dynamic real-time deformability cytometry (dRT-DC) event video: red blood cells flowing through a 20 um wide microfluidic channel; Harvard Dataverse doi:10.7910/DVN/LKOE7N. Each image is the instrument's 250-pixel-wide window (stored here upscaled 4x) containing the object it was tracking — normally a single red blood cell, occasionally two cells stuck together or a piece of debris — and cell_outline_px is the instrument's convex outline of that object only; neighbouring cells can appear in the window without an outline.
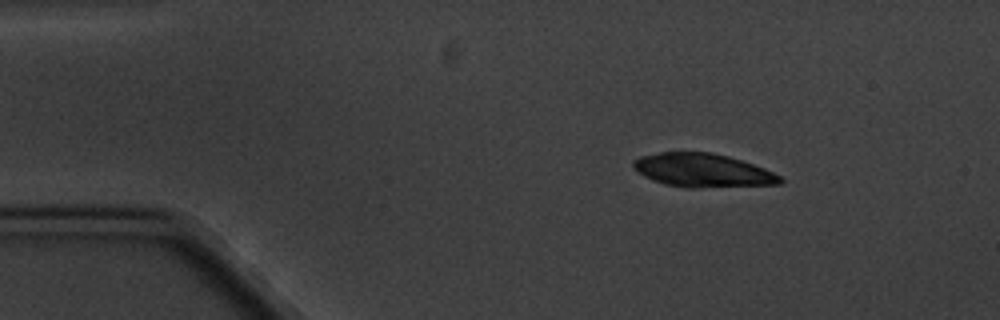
{"species": "common noctule bat (a hibernating species)", "species_latin": "Nyctalus noctula", "temperature_condition": "cold", "stored_images_in_passage": 8, "camera_frame_rate_fps": 3000, "um_per_image_px": 0.085, "animal": {"sex": "male", "body_mass_g": 20.1, "forearm_length_mm": 53.5}, "frame": {"image": 1, "passage_image": 2, "time_ms": 1.333, "image_size_px": [1000, 320], "cell_outline_px": [[784, 180], [780, 184], [692, 188], [688, 188], [664, 184], [652, 180], [644, 176], [632, 168], [632, 160], [640, 156], [660, 152], [712, 152], [728, 156], [764, 168], [780, 176]], "centroid_in_image_um": [59.68, 14.48], "position_along_channel_um": 25.3, "area_um2": 28.73}}